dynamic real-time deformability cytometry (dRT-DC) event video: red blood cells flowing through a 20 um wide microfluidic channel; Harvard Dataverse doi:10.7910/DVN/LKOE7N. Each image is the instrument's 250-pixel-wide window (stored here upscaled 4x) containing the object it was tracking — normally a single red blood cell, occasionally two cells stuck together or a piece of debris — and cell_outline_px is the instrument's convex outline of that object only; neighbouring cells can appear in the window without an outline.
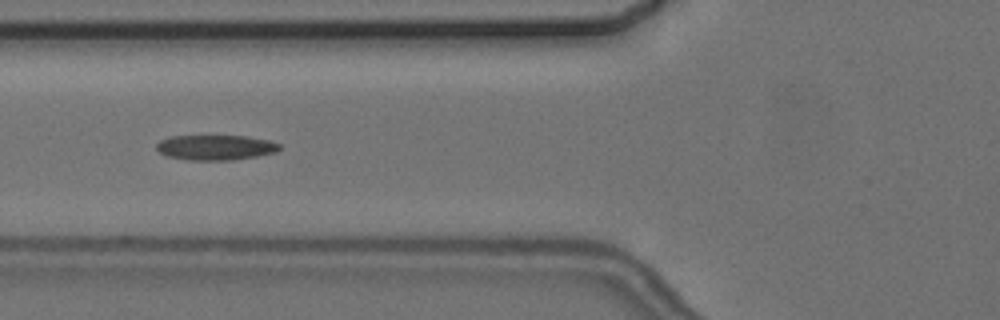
{"species": "common noctule bat (a hibernating species)", "species_latin": "Nyctalus noctula", "temperature_condition": "cold", "stored_images_in_passage": 7, "camera_frame_rate_fps": 3000, "um_per_image_px": 0.085, "animal": {"sex": "female", "body_mass_g": 24.6, "forearm_length_mm": 56.2}, "frame": {"image": 1, "passage_image": 6, "time_ms": 5.667, "image_size_px": [1000, 320], "cell_outline_px": [[280, 148], [276, 152], [256, 156], [232, 160], [188, 160], [164, 156], [156, 148], [156, 144], [160, 140], [168, 136], [248, 136], [268, 140], [280, 144]], "centroid_in_image_um": [18.28, 12.53], "position_along_channel_um": 107.5, "area_um2": 18.09}}
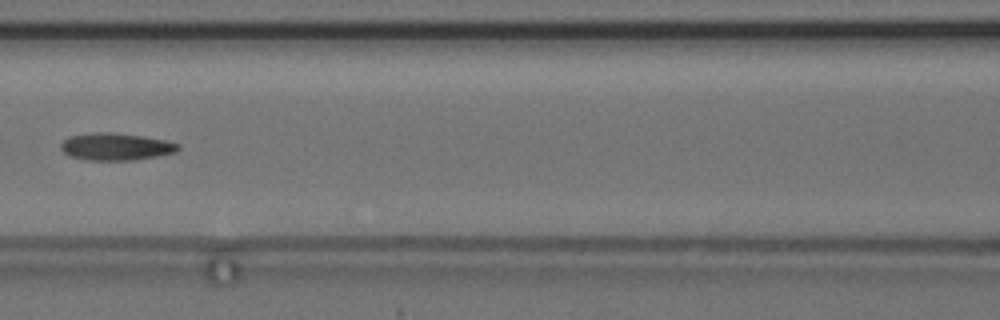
{"frame": {"image": 2, "passage_image": 7, "time_ms": 7.0, "image_size_px": [1000, 320], "cell_outline_px": [[180, 148], [176, 152], [156, 156], [132, 160], [88, 160], [68, 156], [60, 148], [60, 144], [68, 136], [92, 132], [112, 132], [144, 136], [164, 140], [180, 144]], "centroid_in_image_um": [9.82, 12.46], "position_along_channel_um": 156.8, "area_um2": 18.73}}